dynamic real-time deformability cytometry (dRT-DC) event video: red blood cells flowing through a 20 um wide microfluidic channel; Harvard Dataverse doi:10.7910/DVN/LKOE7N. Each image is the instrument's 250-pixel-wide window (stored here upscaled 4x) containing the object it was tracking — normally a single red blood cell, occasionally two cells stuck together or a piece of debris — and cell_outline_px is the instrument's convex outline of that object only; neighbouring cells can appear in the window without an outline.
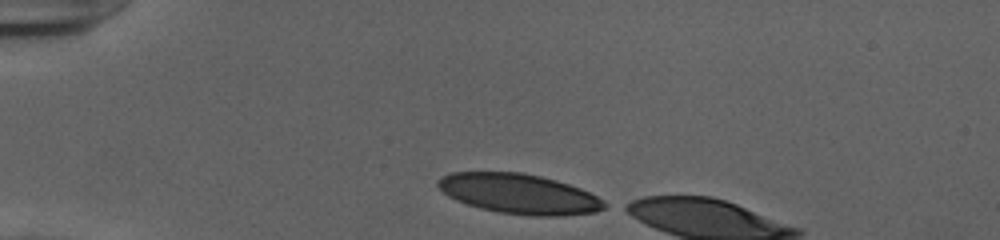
{"species": "human", "species_latin": "Homo sapiens", "temperature_condition": "cold", "stored_images_in_passage": 5, "camera_frame_rate_fps": 3000, "um_per_image_px": 0.085, "donor": {"sex": "female"}, "frame": {"image": 1, "passage_image": 1, "time_ms": 0.0, "image_size_px": [1000, 240], "cell_outline_px": [[612, 204], [596, 212], [556, 216], [532, 216], [500, 212], [480, 208], [456, 200], [448, 196], [436, 184], [440, 176], [452, 172], [524, 172], [556, 180], [580, 188]], "centroid_in_image_um": [44.14, 16.47], "position_along_channel_um": 40.9, "area_um2": 38.78}}